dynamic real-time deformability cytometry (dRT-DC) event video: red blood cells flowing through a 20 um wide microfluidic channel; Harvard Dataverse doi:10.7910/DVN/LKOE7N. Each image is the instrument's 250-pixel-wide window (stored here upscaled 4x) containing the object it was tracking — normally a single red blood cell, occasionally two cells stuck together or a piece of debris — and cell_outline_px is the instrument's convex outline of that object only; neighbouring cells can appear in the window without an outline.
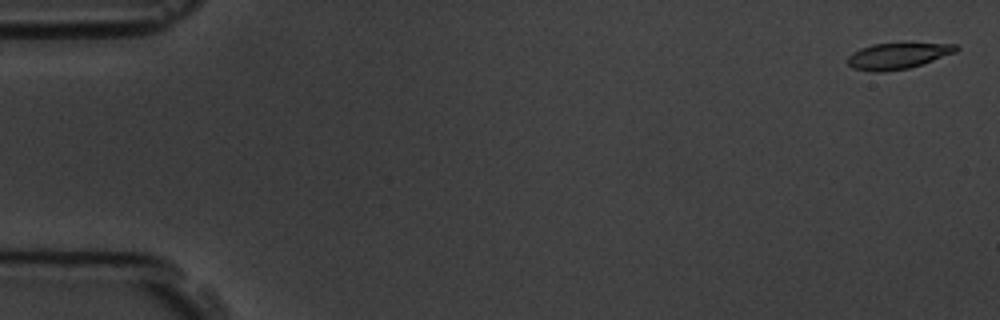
{"species": "common noctule bat (a hibernating species)", "species_latin": "Nyctalus noctula", "temperature_condition": "room temperature", "stored_images_in_passage": 5, "camera_frame_rate_fps": 3000, "um_per_image_px": 0.085, "animal": {"sex": "male", "body_mass_g": 19.5, "forearm_length_mm": 54.6}, "frame": {"image": 1, "passage_image": 1, "time_ms": 0.0, "image_size_px": [1000, 320], "cell_outline_px": [[960, 48], [956, 52], [908, 68], [884, 72], [872, 72], [852, 68], [848, 64], [848, 56], [852, 52], [860, 48], [872, 44], [956, 44]], "centroid_in_image_um": [76.25, 4.76], "position_along_channel_um": 8.8, "area_um2": 16.18}}
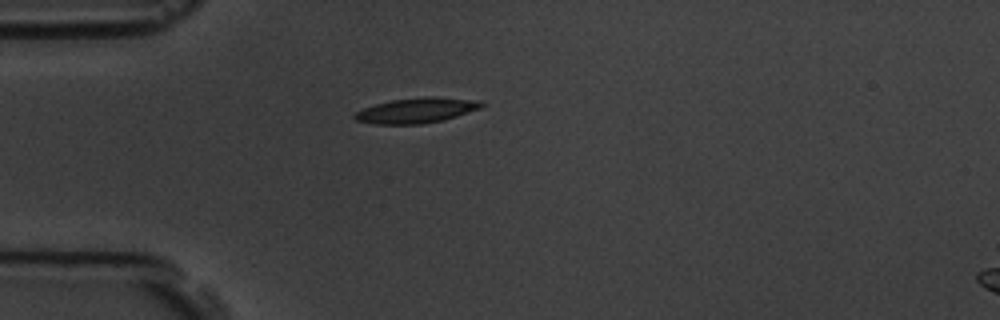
{"frame": {"image": 2, "passage_image": 5, "time_ms": 4.667, "image_size_px": [1000, 320], "cell_outline_px": [[484, 104], [480, 108], [444, 120], [420, 124], [376, 124], [356, 120], [352, 116], [356, 112], [364, 108], [376, 104], [392, 100], [428, 96], [436, 96], [484, 100]], "centroid_in_image_um": [35.45, 9.37], "position_along_channel_um": 49.5, "area_um2": 18.67}}